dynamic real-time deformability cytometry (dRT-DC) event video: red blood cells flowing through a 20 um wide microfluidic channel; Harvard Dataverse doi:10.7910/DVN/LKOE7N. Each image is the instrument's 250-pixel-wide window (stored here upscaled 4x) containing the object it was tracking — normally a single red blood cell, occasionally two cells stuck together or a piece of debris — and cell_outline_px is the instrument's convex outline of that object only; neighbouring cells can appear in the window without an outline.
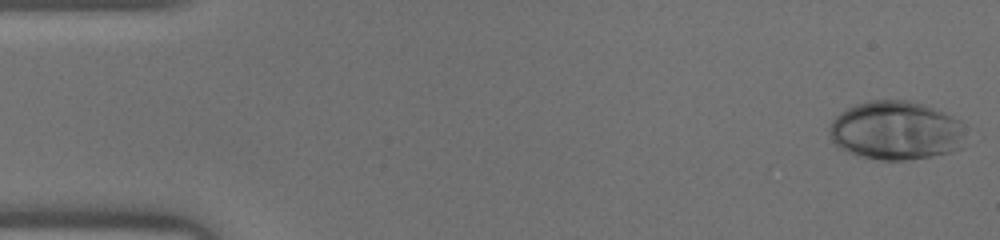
{"species": "human", "species_latin": "Homo sapiens", "temperature_condition": "warm", "stored_images_in_passage": 45, "camera_frame_rate_fps": 3000, "um_per_image_px": 0.085, "donor": {"sex": "male"}, "frame": {"image": 1, "passage_image": 1, "time_ms": 0.0, "image_size_px": [1000, 240], "cell_outline_px": [[960, 148], [952, 152], [932, 156], [904, 160], [880, 160], [856, 156], [840, 148], [832, 140], [828, 128], [832, 120], [840, 112], [856, 104], [872, 100], [908, 100], [924, 104], [944, 112], [960, 120]], "centroid_in_image_um": [76.09, 11.09], "position_along_channel_um": 8.9, "area_um2": 46.41}}
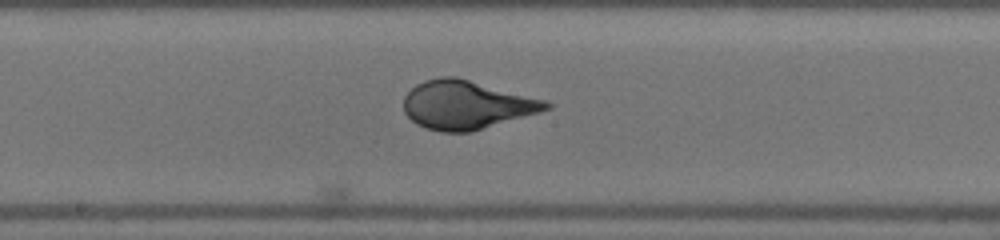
{"frame": {"image": 2, "passage_image": 24, "time_ms": 7.667, "image_size_px": [1000, 240], "cell_outline_px": [[552, 108], [540, 112], [468, 132], [440, 132], [424, 128], [416, 124], [404, 112], [404, 96], [416, 84], [424, 80], [440, 76], [456, 76], [548, 100], [552, 104]], "centroid_in_image_um": [39.65, 8.9], "position_along_channel_um": 208.5, "area_um2": 40.46}}
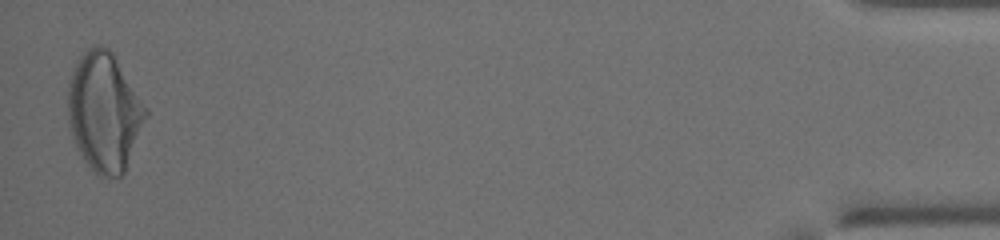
{"frame": {"image": 3, "passage_image": 45, "time_ms": 14.667, "image_size_px": [1000, 240], "cell_outline_px": [[148, 116], [124, 176], [100, 176], [92, 172], [76, 148], [72, 136], [68, 120], [68, 80], [72, 68], [76, 60], [92, 44], [100, 44], [108, 48], [116, 56], [148, 108]], "centroid_in_image_um": [8.87, 9.5], "position_along_channel_um": 426.3, "area_um2": 55.03}}